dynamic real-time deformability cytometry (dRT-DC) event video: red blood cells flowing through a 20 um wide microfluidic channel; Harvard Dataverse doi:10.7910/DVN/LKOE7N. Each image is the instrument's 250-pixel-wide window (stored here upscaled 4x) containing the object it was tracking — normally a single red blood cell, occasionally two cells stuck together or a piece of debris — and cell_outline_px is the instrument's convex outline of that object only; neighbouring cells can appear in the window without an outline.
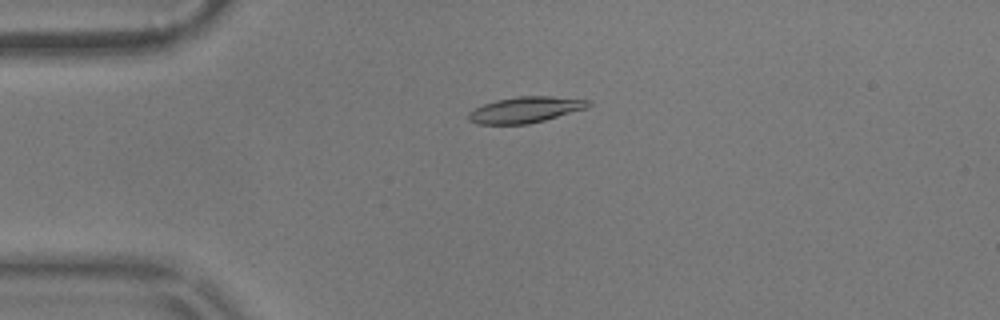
{"species": "common noctule bat (a hibernating species)", "species_latin": "Nyctalus noctula", "temperature_condition": "warm", "stored_images_in_passage": 53, "camera_frame_rate_fps": 3000, "um_per_image_px": 0.085, "animal": {"sex": "male", "body_mass_g": 17.9}, "frame": {"image": 1, "passage_image": 10, "time_ms": 3.0, "image_size_px": [1000, 320], "cell_outline_px": [[592, 104], [588, 108], [544, 120], [528, 124], [476, 124], [468, 120], [468, 112], [484, 104], [496, 100], [520, 96], [552, 96], [592, 100]], "centroid_in_image_um": [44.69, 9.32], "position_along_channel_um": 40.3, "area_um2": 18.21}}
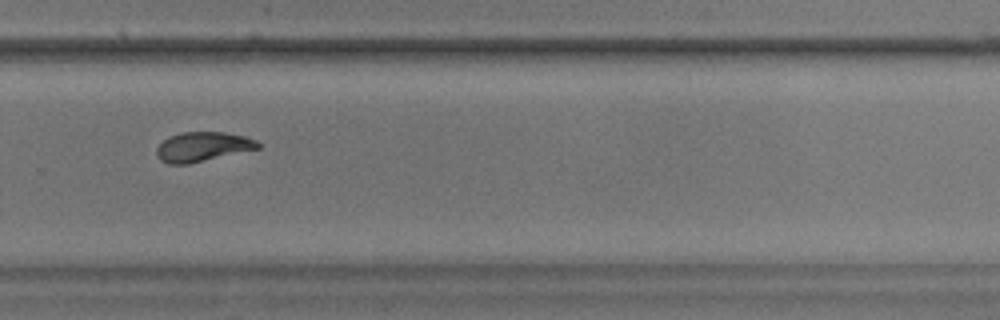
{"frame": {"image": 2, "passage_image": 35, "time_ms": 11.333, "image_size_px": [1000, 320], "cell_outline_px": [[260, 148], [188, 164], [168, 164], [160, 160], [156, 156], [156, 148], [168, 136], [180, 132], [224, 132], [244, 136], [256, 140], [260, 144]], "centroid_in_image_um": [17.19, 12.47], "position_along_channel_um": 312.6, "area_um2": 17.46}}
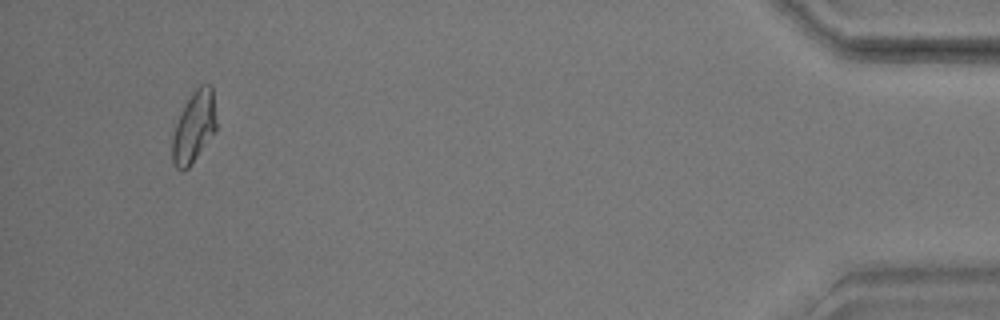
{"frame": {"image": 3, "passage_image": 50, "time_ms": 16.333, "image_size_px": [1000, 320], "cell_outline_px": [[216, 132], [188, 168], [184, 172], [180, 172], [172, 164], [172, 136], [176, 124], [192, 92], [200, 84], [212, 84], [216, 120]], "centroid_in_image_um": [16.49, 10.83], "position_along_channel_um": 418.7, "area_um2": 18.38}, "authors_computed_cell_mechanics": {"area_um2": 17.5712, "velocity_mm_per_s": 3.5805, "shape_relaxation_time_tau1_ms": null, "shape_relaxation_time_tau2_ms": 3.2081, "deformation_change_tau1": null, "deformation_change_tau2": 0.0949}}